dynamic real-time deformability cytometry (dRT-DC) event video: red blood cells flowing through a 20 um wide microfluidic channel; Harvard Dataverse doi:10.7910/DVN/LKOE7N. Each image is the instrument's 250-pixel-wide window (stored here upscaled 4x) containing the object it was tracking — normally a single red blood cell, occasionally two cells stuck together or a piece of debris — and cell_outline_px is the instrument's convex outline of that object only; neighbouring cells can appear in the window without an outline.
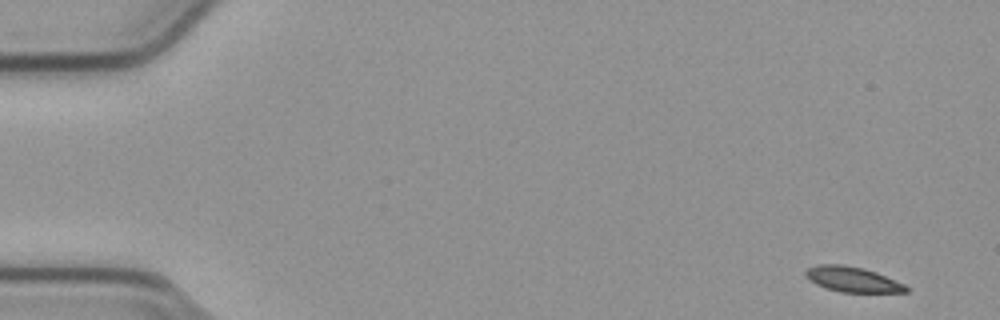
{"species": "common noctule bat (a hibernating species)", "species_latin": "Nyctalus noctula", "temperature_condition": "cold", "stored_images_in_passage": 53, "camera_frame_rate_fps": 3000, "um_per_image_px": 0.085, "animal": {"sex": "male", "body_mass_g": 23.1, "forearm_length_mm": 52.7}, "frame": {"image": 1, "passage_image": 1, "time_ms": 0.0, "image_size_px": [1000, 320], "cell_outline_px": [[908, 292], [840, 292], [816, 284], [804, 276], [804, 272], [808, 268], [820, 264], [844, 264], [864, 268], [876, 272], [904, 284], [908, 288]], "centroid_in_image_um": [72.44, 23.73], "position_along_channel_um": 12.6, "area_um2": 14.68}}
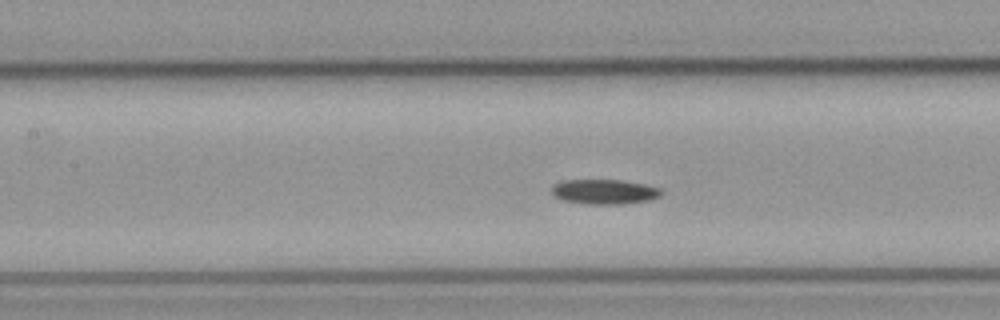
{"frame": {"image": 2, "passage_image": 23, "time_ms": 7.333, "image_size_px": [1000, 320], "cell_outline_px": [[664, 192], [660, 196], [652, 200], [624, 204], [584, 204], [564, 200], [556, 196], [552, 192], [552, 184], [564, 180], [620, 180], [644, 184], [660, 188]], "centroid_in_image_um": [51.41, 16.3], "position_along_channel_um": 156.0, "area_um2": 15.95}}
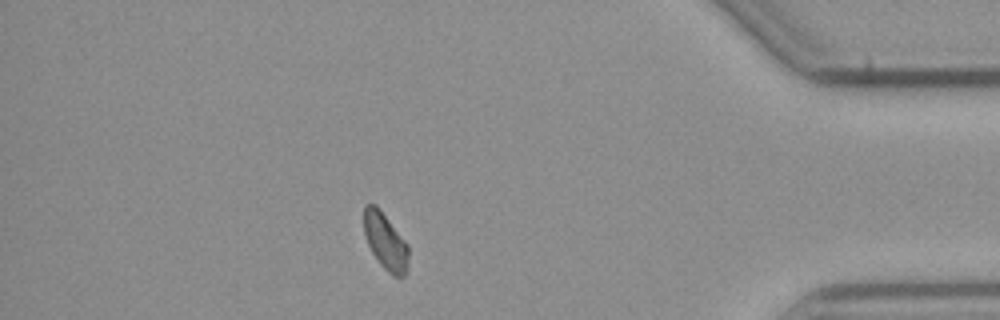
{"frame": {"image": 3, "passage_image": 46, "time_ms": 15.0, "image_size_px": [1000, 320], "cell_outline_px": [[408, 272], [404, 276], [392, 276], [380, 264], [372, 252], [364, 236], [364, 204], [376, 204], [408, 244]], "centroid_in_image_um": [32.77, 20.53], "position_along_channel_um": 402.4, "area_um2": 14.8}}